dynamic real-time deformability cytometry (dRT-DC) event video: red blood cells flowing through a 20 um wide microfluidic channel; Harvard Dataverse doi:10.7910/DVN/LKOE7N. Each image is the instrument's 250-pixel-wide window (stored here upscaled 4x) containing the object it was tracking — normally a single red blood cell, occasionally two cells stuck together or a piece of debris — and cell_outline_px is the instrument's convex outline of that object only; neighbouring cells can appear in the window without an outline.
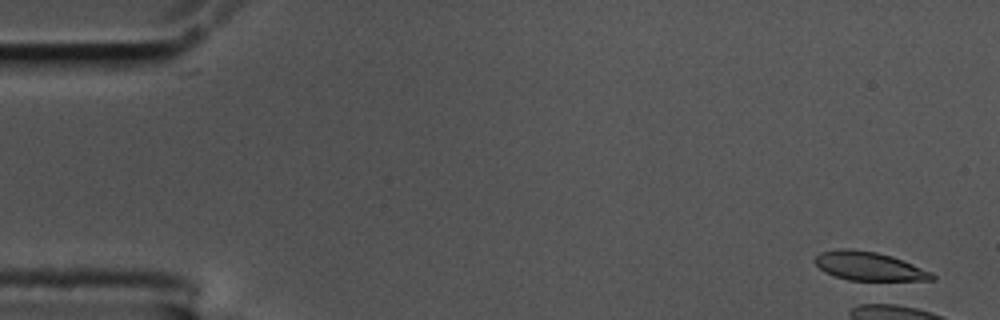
{"species": "common noctule bat (a hibernating species)", "species_latin": "Nyctalus noctula", "temperature_condition": "cold", "stored_images_in_passage": 5, "camera_frame_rate_fps": 3000, "um_per_image_px": 0.085, "animal": {"sex": "male", "body_mass_g": 17.5, "forearm_length_mm": 52.3}, "frame": {"image": 1, "passage_image": 3, "time_ms": 0.667, "image_size_px": [1000, 320], "cell_outline_px": [[936, 280], [848, 280], [824, 272], [812, 260], [820, 252], [840, 248], [852, 248], [876, 252], [892, 256], [932, 272], [936, 276]], "centroid_in_image_um": [73.84, 22.61], "position_along_channel_um": 11.2, "area_um2": 19.59}}